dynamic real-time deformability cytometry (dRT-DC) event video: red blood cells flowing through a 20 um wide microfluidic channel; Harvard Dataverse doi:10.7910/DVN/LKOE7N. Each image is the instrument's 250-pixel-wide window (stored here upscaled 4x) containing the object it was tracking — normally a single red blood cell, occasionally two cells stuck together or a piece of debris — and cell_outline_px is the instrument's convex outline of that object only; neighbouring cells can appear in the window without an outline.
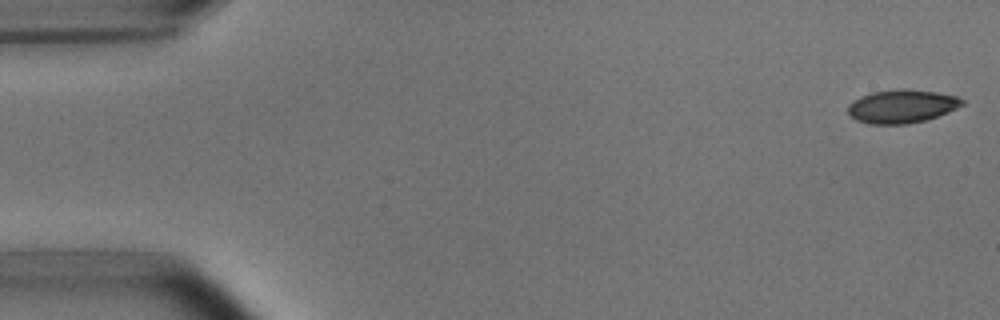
{"species": "common noctule bat (a hibernating species)", "species_latin": "Nyctalus noctula", "temperature_condition": "room temperature", "stored_images_in_passage": 11, "camera_frame_rate_fps": 3000, "um_per_image_px": 0.085, "animal": {"sex": "male", "body_mass_g": 15.6}, "frame": {"image": 1, "passage_image": 1, "time_ms": 0.0, "image_size_px": [1000, 320], "cell_outline_px": [[964, 104], [948, 112], [924, 120], [908, 124], [872, 124], [856, 120], [848, 116], [848, 104], [852, 100], [860, 96], [872, 92], [936, 92], [956, 96], [964, 100]], "centroid_in_image_um": [76.6, 9.09], "position_along_channel_um": 8.4, "area_um2": 21.33}}